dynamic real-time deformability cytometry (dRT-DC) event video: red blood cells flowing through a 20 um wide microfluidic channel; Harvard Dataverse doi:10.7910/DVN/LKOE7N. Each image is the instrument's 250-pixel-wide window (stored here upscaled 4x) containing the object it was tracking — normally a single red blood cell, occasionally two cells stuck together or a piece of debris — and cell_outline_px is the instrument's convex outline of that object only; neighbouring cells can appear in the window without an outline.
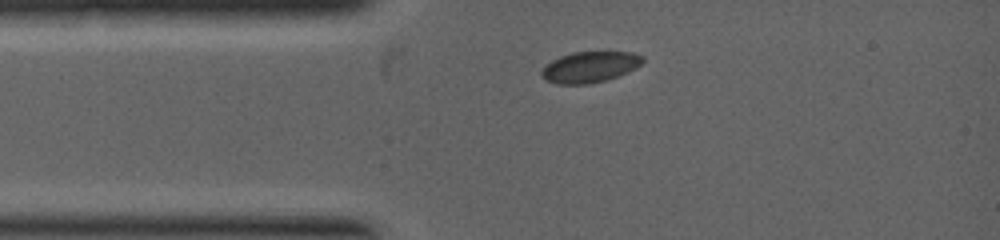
{"species": "common noctule bat (a hibernating species)", "species_latin": "Nyctalus noctula", "temperature_condition": "warm", "stored_images_in_passage": 32, "camera_frame_rate_fps": 5000, "um_per_image_px": 0.085, "animal": {"sex": "female", "body_mass_g": 19.0, "forearm_length_mm": 53.3}, "frame": {"image": 1, "passage_image": 1, "time_ms": 0.0, "image_size_px": [1000, 240], "cell_outline_px": [[644, 60], [636, 68], [616, 76], [604, 80], [588, 84], [556, 84], [544, 80], [540, 76], [540, 72], [552, 60], [560, 56], [572, 52], [632, 52], [644, 56]], "centroid_in_image_um": [50.11, 5.69], "position_along_channel_um": 34.9, "area_um2": 18.15}}
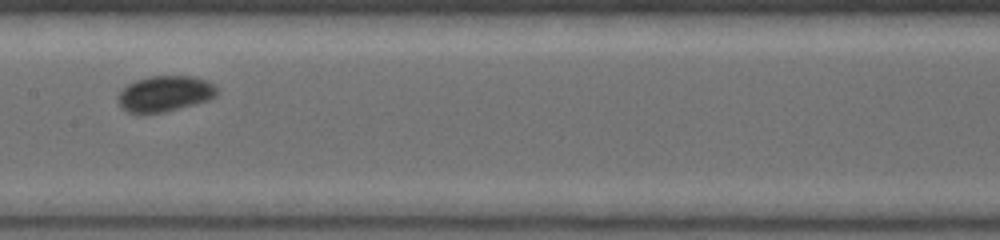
{"frame": {"image": 2, "passage_image": 13, "time_ms": 2.4, "image_size_px": [1000, 240], "cell_outline_px": [[220, 92], [212, 100], [164, 112], [128, 112], [120, 108], [116, 96], [128, 84], [136, 80], [152, 76], [192, 76], [216, 84]], "centroid_in_image_um": [14.06, 7.96], "position_along_channel_um": 193.3, "area_um2": 20.81}}
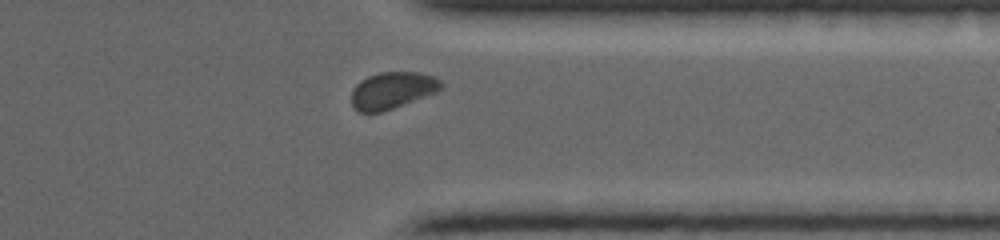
{"frame": {"image": 3, "passage_image": 27, "time_ms": 5.0, "image_size_px": [1000, 240], "cell_outline_px": [[444, 88], [436, 92], [392, 108], [380, 112], [360, 112], [352, 104], [352, 88], [360, 80], [368, 76], [380, 72], [416, 72], [432, 76], [440, 80], [444, 84]], "centroid_in_image_um": [33.35, 7.66], "position_along_channel_um": 378.1, "area_um2": 19.02}}